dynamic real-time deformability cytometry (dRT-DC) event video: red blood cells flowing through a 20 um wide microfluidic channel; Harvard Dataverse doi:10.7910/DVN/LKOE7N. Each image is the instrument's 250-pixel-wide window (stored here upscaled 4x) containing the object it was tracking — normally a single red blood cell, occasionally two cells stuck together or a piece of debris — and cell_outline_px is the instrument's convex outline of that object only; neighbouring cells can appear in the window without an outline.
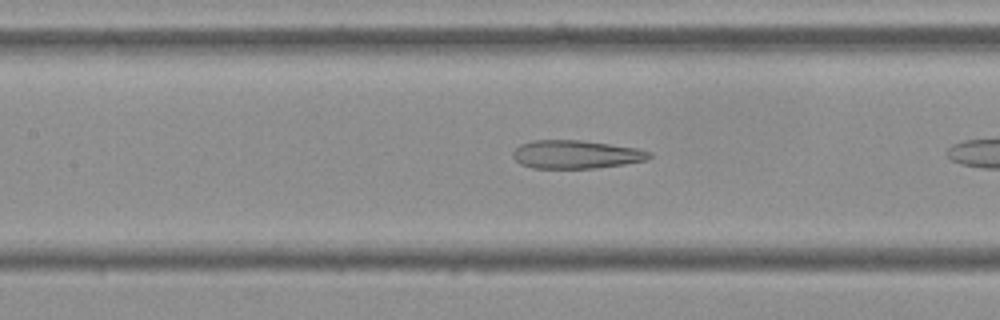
{"species": "Egyptian fruit bat (a non-hibernating species)", "species_latin": "Rousettus aegyptiacus", "temperature_condition": "cold", "stored_images_in_passage": 10, "camera_frame_rate_fps": 3000, "um_per_image_px": 0.085, "frame": {"image": 1, "passage_image": 9, "time_ms": 2.667, "image_size_px": [1000, 320], "cell_outline_px": [[652, 156], [648, 160], [624, 164], [596, 168], [532, 168], [520, 164], [512, 156], [512, 152], [520, 144], [532, 140], [580, 140], [636, 148], [652, 152]], "centroid_in_image_um": [48.95, 13.13], "position_along_channel_um": 158.5, "area_um2": 22.54}}